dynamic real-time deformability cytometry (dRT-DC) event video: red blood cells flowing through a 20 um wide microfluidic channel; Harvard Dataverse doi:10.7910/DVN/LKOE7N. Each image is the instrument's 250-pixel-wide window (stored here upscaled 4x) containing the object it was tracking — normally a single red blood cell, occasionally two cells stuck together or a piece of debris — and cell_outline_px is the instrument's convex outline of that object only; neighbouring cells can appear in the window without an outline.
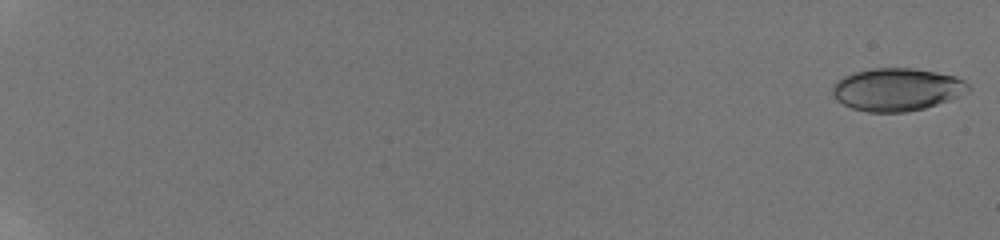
{"species": "human", "species_latin": "Homo sapiens", "temperature_condition": "room temperature", "stored_images_in_passage": 15, "camera_frame_rate_fps": 3000, "um_per_image_px": 0.085, "donor": {"sex": "male"}, "frame": {"image": 1, "passage_image": 1, "time_ms": 0.0, "image_size_px": [1000, 240], "cell_outline_px": [[972, 88], [968, 92], [948, 100], [924, 108], [908, 112], [868, 112], [852, 108], [836, 100], [832, 92], [832, 84], [836, 80], [844, 76], [856, 72], [872, 68], [912, 68], [936, 72], [956, 76], [964, 80]], "centroid_in_image_um": [76.23, 7.6], "position_along_channel_um": 8.8, "area_um2": 33.87}}
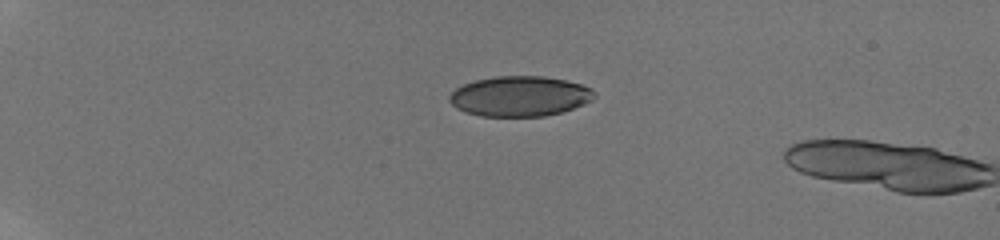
{"frame": {"image": 2, "passage_image": 13, "time_ms": 5.333, "image_size_px": [1000, 240], "cell_outline_px": [[596, 96], [592, 100], [584, 104], [560, 112], [544, 116], [480, 116], [464, 112], [456, 108], [448, 100], [448, 96], [456, 88], [464, 84], [476, 80], [496, 76], [544, 76], [584, 84], [592, 88], [596, 92]], "centroid_in_image_um": [44.19, 8.17], "position_along_channel_um": 40.8, "area_um2": 34.1}}